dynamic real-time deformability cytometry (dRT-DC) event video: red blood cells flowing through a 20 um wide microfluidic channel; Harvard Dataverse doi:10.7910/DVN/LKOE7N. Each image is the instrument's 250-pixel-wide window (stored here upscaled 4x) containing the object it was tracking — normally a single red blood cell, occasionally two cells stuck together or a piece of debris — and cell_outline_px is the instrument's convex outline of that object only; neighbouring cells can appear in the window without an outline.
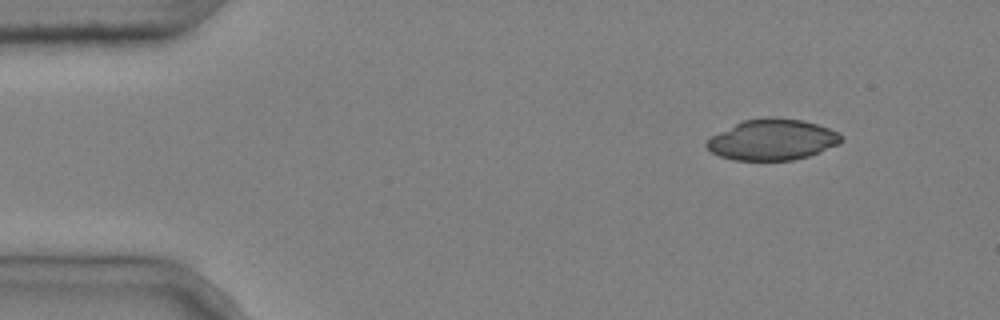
{"species": "common noctule bat (a hibernating species)", "species_latin": "Nyctalus noctula", "temperature_condition": "cold", "stored_images_in_passage": 5, "camera_frame_rate_fps": 3000, "um_per_image_px": 0.085, "animal": {"sex": "male", "body_mass_g": 20.4}, "frame": {"image": 1, "passage_image": 1, "time_ms": 0.0, "image_size_px": [1000, 320], "cell_outline_px": [[844, 140], [840, 144], [820, 152], [808, 156], [792, 160], [732, 160], [720, 156], [712, 152], [704, 144], [712, 136], [744, 120], [764, 116], [772, 116], [804, 120], [840, 132], [844, 136]], "centroid_in_image_um": [65.71, 11.86], "position_along_channel_um": 19.3, "area_um2": 32.25}}